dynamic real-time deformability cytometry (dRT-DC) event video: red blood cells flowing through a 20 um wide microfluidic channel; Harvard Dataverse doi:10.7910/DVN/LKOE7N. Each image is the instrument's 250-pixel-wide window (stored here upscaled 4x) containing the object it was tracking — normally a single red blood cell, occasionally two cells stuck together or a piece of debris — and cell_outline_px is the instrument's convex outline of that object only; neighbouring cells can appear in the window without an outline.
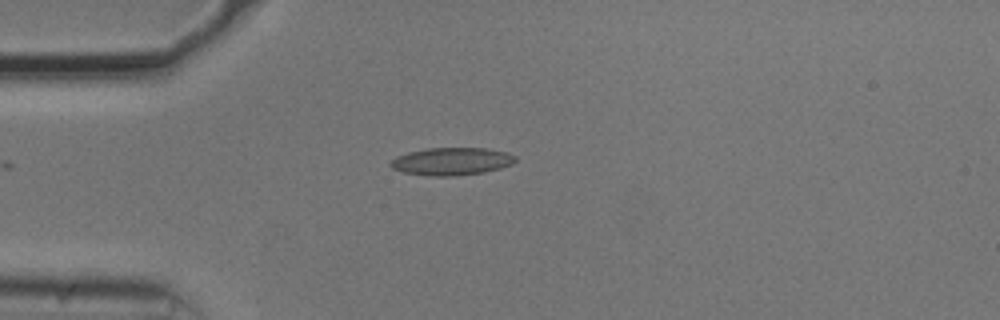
{"species": "common noctule bat (a hibernating species)", "species_latin": "Nyctalus noctula", "temperature_condition": "cold", "stored_images_in_passage": 26, "camera_frame_rate_fps": 3000, "um_per_image_px": 0.085, "animal": {"sex": "male", "body_mass_g": 20.5, "forearm_length_mm": 52.5}, "frame": {"image": 1, "passage_image": 1, "time_ms": 0.0, "image_size_px": [1000, 320], "cell_outline_px": [[516, 160], [512, 164], [500, 168], [484, 172], [456, 176], [428, 176], [404, 172], [392, 168], [388, 164], [396, 156], [408, 152], [424, 148], [484, 148], [508, 152], [516, 156]], "centroid_in_image_um": [38.38, 13.71], "position_along_channel_um": 46.6, "area_um2": 20.23}}
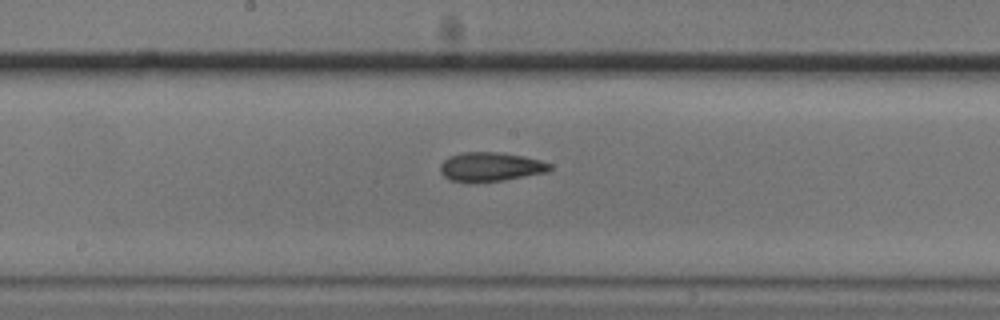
{"frame": {"image": 2, "passage_image": 15, "time_ms": 4.667, "image_size_px": [1000, 320], "cell_outline_px": [[552, 168], [548, 172], [504, 180], [448, 180], [440, 172], [440, 164], [448, 156], [464, 152], [500, 152], [524, 156], [540, 160], [552, 164]], "centroid_in_image_um": [41.73, 14.14], "position_along_channel_um": 206.5, "area_um2": 18.26}}
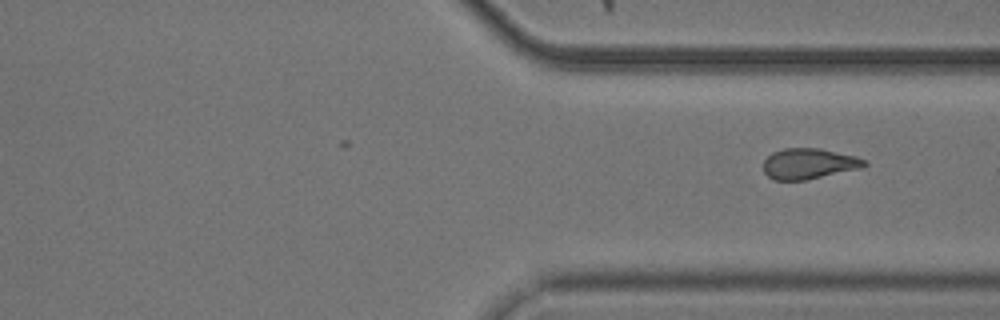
{"frame": {"image": 3, "passage_image": 26, "time_ms": 8.333, "image_size_px": [1000, 320], "cell_outline_px": [[868, 164], [864, 168], [804, 180], [772, 180], [764, 172], [764, 160], [772, 152], [784, 148], [816, 148], [856, 156], [868, 160]], "centroid_in_image_um": [68.78, 13.92], "position_along_channel_um": 342.6, "area_um2": 18.15}}